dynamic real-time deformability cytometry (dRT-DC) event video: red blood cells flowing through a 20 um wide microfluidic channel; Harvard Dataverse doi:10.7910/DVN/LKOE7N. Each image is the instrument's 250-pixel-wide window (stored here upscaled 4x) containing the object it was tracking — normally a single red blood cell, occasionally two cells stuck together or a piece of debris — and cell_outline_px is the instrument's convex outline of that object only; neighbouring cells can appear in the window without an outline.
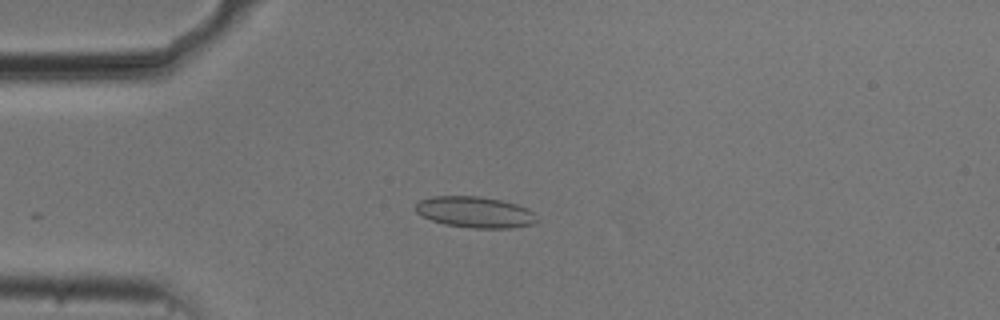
{"species": "common noctule bat (a hibernating species)", "species_latin": "Nyctalus noctula", "temperature_condition": "cold", "stored_images_in_passage": 54, "camera_frame_rate_fps": 3000, "um_per_image_px": 0.085, "animal": {"sex": "male", "body_mass_g": 20.5, "forearm_length_mm": 52.5}, "frame": {"image": 1, "passage_image": 14, "time_ms": 4.333, "image_size_px": [1000, 320], "cell_outline_px": [[540, 220], [532, 224], [512, 228], [472, 228], [444, 224], [432, 220], [416, 212], [416, 204], [420, 200], [432, 196], [480, 196], [500, 200], [516, 204], [528, 208]], "centroid_in_image_um": [40.4, 18.03], "position_along_channel_um": 44.6, "area_um2": 21.96}}
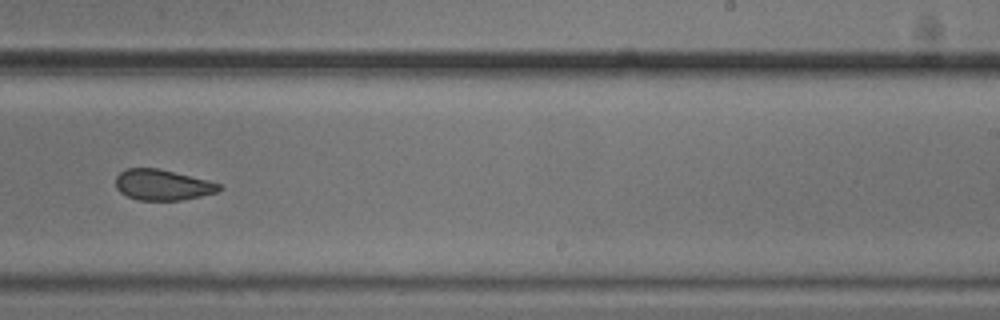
{"frame": {"image": 2, "passage_image": 34, "time_ms": 11.0, "image_size_px": [1000, 320], "cell_outline_px": [[224, 188], [216, 192], [200, 196], [180, 200], [140, 200], [128, 196], [120, 192], [116, 188], [116, 176], [120, 172], [128, 168], [156, 168], [208, 180], [220, 184]], "centroid_in_image_um": [13.81, 15.71], "position_along_channel_um": 275.2, "area_um2": 18.32}}
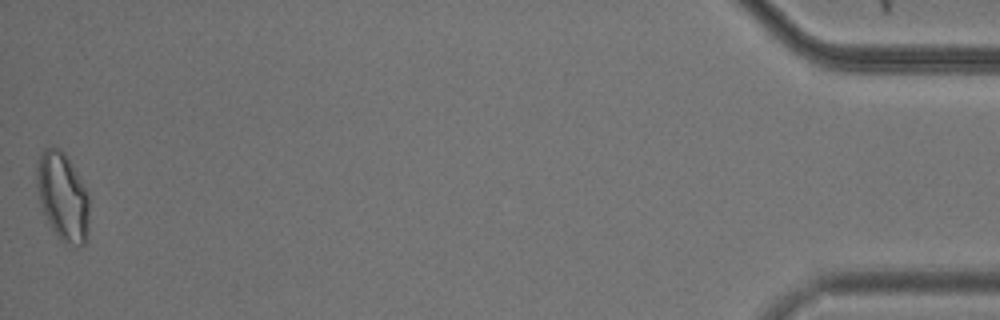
{"frame": {"image": 3, "passage_image": 54, "time_ms": 17.667, "image_size_px": [1000, 320], "cell_outline_px": [[88, 236], [84, 244], [80, 248], [76, 248], [64, 244], [56, 236], [44, 212], [40, 200], [36, 184], [36, 164], [44, 148], [60, 148], [64, 152], [88, 192]], "centroid_in_image_um": [5.34, 16.77], "position_along_channel_um": 429.9, "area_um2": 27.05}, "authors_computed_cell_mechanics": {"area_um2": 20.8369, "velocity_mm_per_s": 3.7336, "shape_relaxation_time_tau1_ms": 10.1499, "shape_relaxation_time_tau2_ms": 1.9675, "deformation_change_tau1": 0.1517, "deformation_change_tau2": 0.0734}}